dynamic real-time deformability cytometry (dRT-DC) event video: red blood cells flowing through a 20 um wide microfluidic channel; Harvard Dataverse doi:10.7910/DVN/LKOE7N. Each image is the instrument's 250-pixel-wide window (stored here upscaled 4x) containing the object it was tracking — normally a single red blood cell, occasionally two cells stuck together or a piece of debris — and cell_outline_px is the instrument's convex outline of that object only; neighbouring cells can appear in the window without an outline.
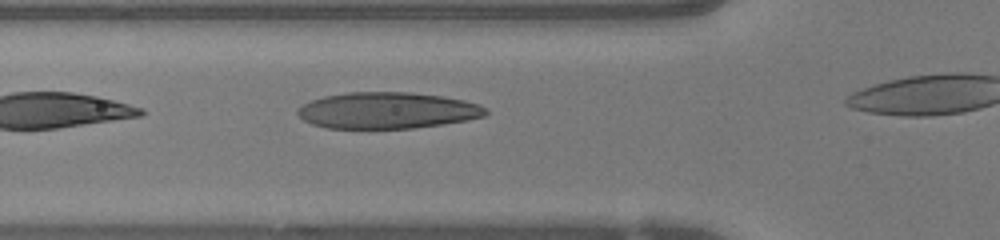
{"species": "human", "species_latin": "Homo sapiens", "temperature_condition": "warm", "stored_images_in_passage": 7, "camera_frame_rate_fps": 3000, "um_per_image_px": 0.085, "donor": {"sex": "female"}, "frame": {"image": 1, "passage_image": 3, "time_ms": 0.667, "image_size_px": [1000, 240], "cell_outline_px": [[488, 112], [484, 116], [468, 120], [444, 124], [412, 128], [324, 128], [312, 124], [304, 120], [296, 112], [296, 108], [300, 104], [324, 96], [348, 92], [408, 92], [440, 96], [464, 100], [480, 104], [488, 108]], "centroid_in_image_um": [32.91, 9.39], "position_along_channel_um": 92.9, "area_um2": 40.06}}
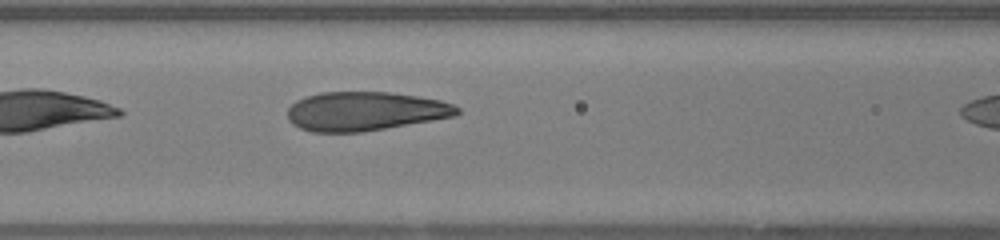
{"frame": {"image": 2, "passage_image": 6, "time_ms": 1.667, "image_size_px": [1000, 240], "cell_outline_px": [[460, 112], [456, 116], [364, 132], [312, 132], [300, 128], [292, 124], [288, 120], [288, 108], [296, 100], [304, 96], [320, 92], [388, 92], [420, 96], [440, 100], [452, 104], [460, 108]], "centroid_in_image_um": [31.02, 9.45], "position_along_channel_um": 135.6, "area_um2": 38.78}}